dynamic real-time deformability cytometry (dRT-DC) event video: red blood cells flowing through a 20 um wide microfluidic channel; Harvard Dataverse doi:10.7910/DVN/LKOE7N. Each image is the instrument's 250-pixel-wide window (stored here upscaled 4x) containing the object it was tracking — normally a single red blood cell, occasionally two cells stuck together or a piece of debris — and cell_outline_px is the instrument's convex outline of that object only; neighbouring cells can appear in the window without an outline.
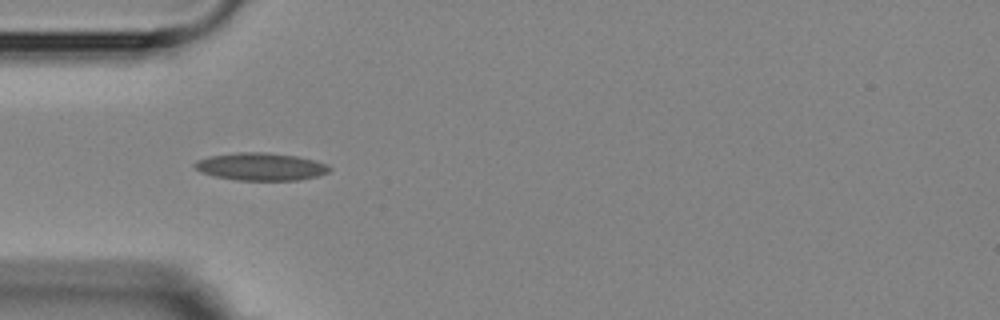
{"species": "Egyptian fruit bat (a non-hibernating species)", "species_latin": "Rousettus aegyptiacus", "temperature_condition": "room temperature", "stored_images_in_passage": 6, "camera_frame_rate_fps": 3000, "um_per_image_px": 0.085, "animal": {"sex": "female"}, "frame": {"image": 1, "passage_image": 5, "time_ms": 5.0, "image_size_px": [1000, 320], "cell_outline_px": [[332, 168], [328, 172], [316, 176], [300, 180], [236, 180], [216, 176], [200, 172], [192, 164], [196, 160], [208, 156], [236, 152], [264, 152], [296, 156], [316, 160], [328, 164]], "centroid_in_image_um": [22.16, 14.15], "position_along_channel_um": 62.8, "area_um2": 21.79}}
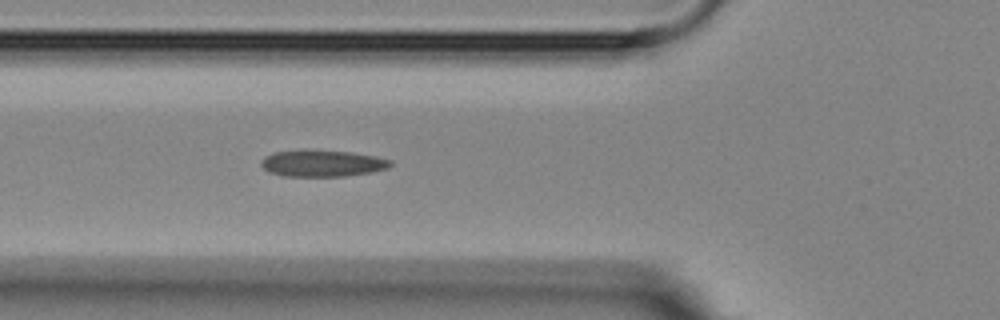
{"frame": {"image": 2, "passage_image": 6, "time_ms": 6.0, "image_size_px": [1000, 320], "cell_outline_px": [[392, 164], [388, 168], [368, 172], [344, 176], [284, 176], [268, 172], [260, 164], [260, 160], [264, 156], [272, 152], [348, 152], [376, 156], [392, 160]], "centroid_in_image_um": [27.38, 13.91], "position_along_channel_um": 98.4, "area_um2": 19.31}}